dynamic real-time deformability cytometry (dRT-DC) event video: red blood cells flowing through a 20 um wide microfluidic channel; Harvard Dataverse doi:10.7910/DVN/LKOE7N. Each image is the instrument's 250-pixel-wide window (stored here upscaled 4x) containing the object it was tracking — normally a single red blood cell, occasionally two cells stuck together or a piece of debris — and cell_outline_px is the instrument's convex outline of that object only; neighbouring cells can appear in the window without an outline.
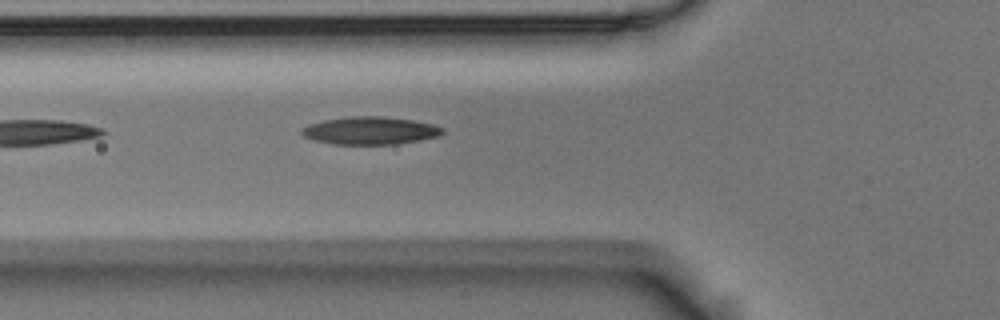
{"species": "Egyptian fruit bat (a non-hibernating species)", "species_latin": "Rousettus aegyptiacus", "temperature_condition": "room temperature", "stored_images_in_passage": 2, "camera_frame_rate_fps": 3000, "um_per_image_px": 0.085, "animal": {"sex": "male"}, "frame": {"image": 1, "passage_image": 2, "time_ms": 0.333, "image_size_px": [1000, 320], "cell_outline_px": [[444, 132], [440, 136], [420, 140], [396, 144], [332, 144], [316, 140], [304, 136], [300, 132], [308, 124], [324, 120], [348, 116], [384, 116], [412, 120], [432, 124], [444, 128]], "centroid_in_image_um": [31.49, 11.1], "position_along_channel_um": 94.3, "area_um2": 22.72}}